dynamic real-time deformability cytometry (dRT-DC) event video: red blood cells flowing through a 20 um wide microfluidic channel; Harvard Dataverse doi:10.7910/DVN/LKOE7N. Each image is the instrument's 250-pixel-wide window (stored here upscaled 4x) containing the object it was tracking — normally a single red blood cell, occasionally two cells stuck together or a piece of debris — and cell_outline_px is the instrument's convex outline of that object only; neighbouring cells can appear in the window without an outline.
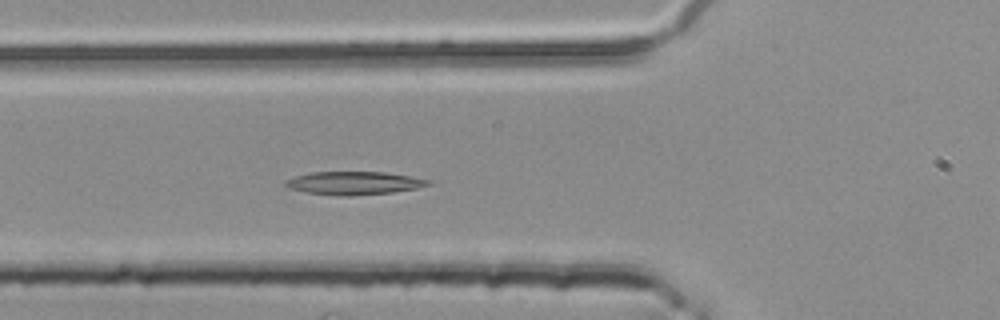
{"species": "common noctule bat (a hibernating species)", "species_latin": "Nyctalus noctula", "temperature_condition": "room temperature", "stored_images_in_passage": 14, "camera_frame_rate_fps": 3000, "um_per_image_px": 0.085, "animal": {"sex": "female", "body_mass_g": 25.1}, "frame": {"image": 1, "passage_image": 8, "time_ms": 2.333, "image_size_px": [1000, 320], "cell_outline_px": [[432, 184], [416, 188], [392, 192], [352, 196], [340, 196], [304, 192], [292, 188], [284, 184], [284, 180], [296, 176], [312, 172], [384, 172], [412, 176], [428, 180]], "centroid_in_image_um": [30.08, 15.56], "position_along_channel_um": 95.7, "area_um2": 19.13}}
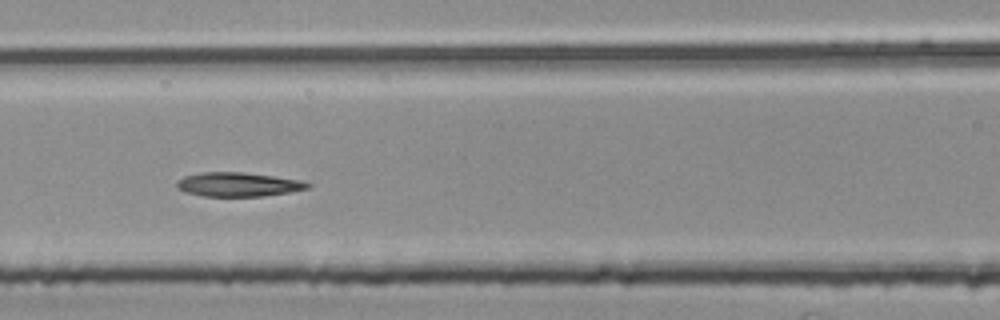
{"frame": {"image": 2, "passage_image": 12, "time_ms": 3.667, "image_size_px": [1000, 320], "cell_outline_px": [[312, 184], [308, 188], [288, 192], [264, 196], [204, 196], [184, 192], [176, 188], [176, 180], [184, 176], [204, 172], [240, 172], [272, 176], [300, 180]], "centroid_in_image_um": [20.19, 15.68], "position_along_channel_um": 146.4, "area_um2": 18.26}}